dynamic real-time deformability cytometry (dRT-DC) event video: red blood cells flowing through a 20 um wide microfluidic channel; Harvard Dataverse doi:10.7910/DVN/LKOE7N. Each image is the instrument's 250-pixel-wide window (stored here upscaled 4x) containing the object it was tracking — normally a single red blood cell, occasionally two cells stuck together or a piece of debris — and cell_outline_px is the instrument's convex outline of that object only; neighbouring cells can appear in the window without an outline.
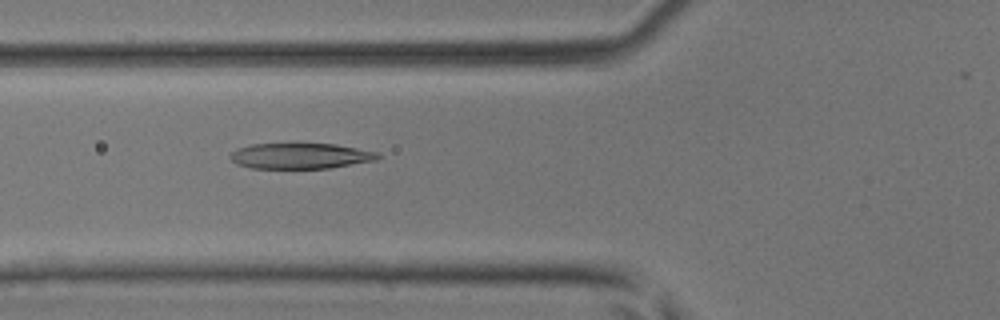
{"species": "common noctule bat (a hibernating species)", "species_latin": "Nyctalus noctula", "temperature_condition": "room temperature", "stored_images_in_passage": 30, "camera_frame_rate_fps": 3000, "um_per_image_px": 0.085, "animal": {"sex": "male", "body_mass_g": 17.9, "forearm_length_mm": 54.2}, "frame": {"image": 1, "passage_image": 10, "time_ms": 3.0, "image_size_px": [1000, 320], "cell_outline_px": [[380, 156], [376, 160], [328, 168], [252, 168], [236, 164], [228, 156], [236, 148], [252, 144], [336, 144], [380, 152]], "centroid_in_image_um": [25.53, 13.25], "position_along_channel_um": 100.3, "area_um2": 22.02}}
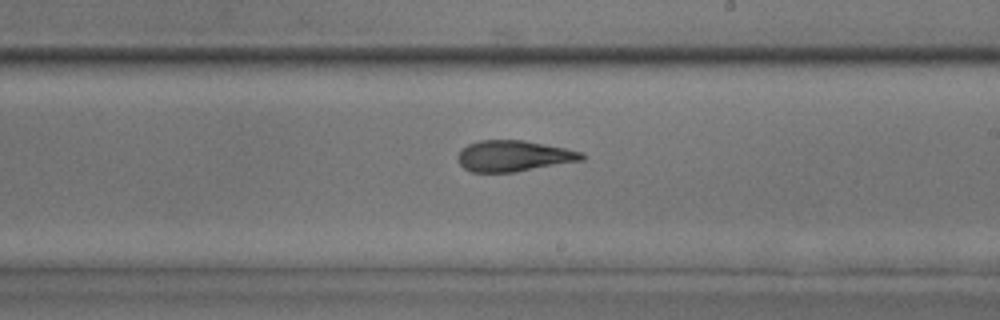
{"frame": {"image": 2, "passage_image": 20, "time_ms": 6.333, "image_size_px": [1000, 320], "cell_outline_px": [[584, 160], [516, 172], [472, 172], [464, 168], [460, 164], [456, 156], [460, 148], [468, 144], [480, 140], [524, 140], [584, 152]], "centroid_in_image_um": [43.64, 13.26], "position_along_channel_um": 245.4, "area_um2": 22.54}}
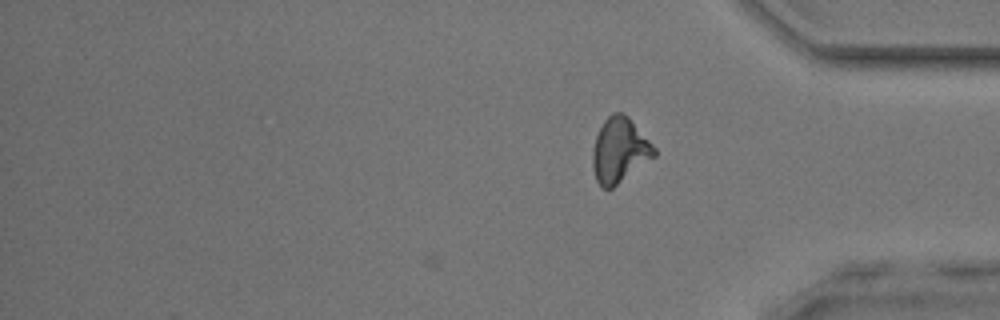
{"frame": {"image": 3, "passage_image": 30, "time_ms": 9.667, "image_size_px": [1000, 320], "cell_outline_px": [[656, 156], [612, 188], [600, 188], [596, 180], [592, 168], [592, 152], [596, 136], [604, 120], [612, 112], [624, 112], [628, 116], [656, 148]], "centroid_in_image_um": [52.65, 12.77], "position_along_channel_um": 382.5, "area_um2": 23.35}}